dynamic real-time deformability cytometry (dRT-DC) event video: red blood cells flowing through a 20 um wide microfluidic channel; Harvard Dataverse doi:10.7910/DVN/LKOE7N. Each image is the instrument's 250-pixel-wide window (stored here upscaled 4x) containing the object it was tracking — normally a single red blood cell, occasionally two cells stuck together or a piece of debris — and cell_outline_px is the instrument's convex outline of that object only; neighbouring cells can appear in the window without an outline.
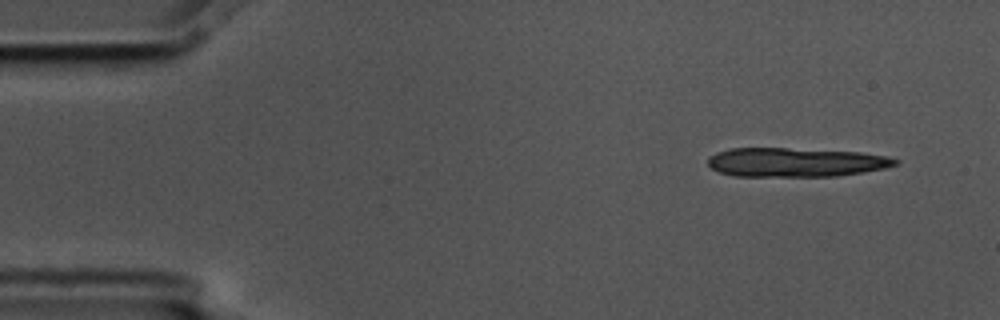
{"species": "common noctule bat (a hibernating species)", "species_latin": "Nyctalus noctula", "temperature_condition": "cold", "stored_images_in_passage": 4, "camera_frame_rate_fps": 3000, "um_per_image_px": 0.085, "animal": {"sex": "male", "body_mass_g": 17.5, "forearm_length_mm": 52.3}, "frame": {"image": 1, "passage_image": 1, "time_ms": 0.0, "image_size_px": [1000, 320], "cell_outline_px": [[900, 160], [896, 164], [884, 168], [836, 176], [736, 176], [720, 172], [712, 168], [708, 164], [708, 156], [716, 152], [728, 148], [788, 148], [860, 152], [888, 156]], "centroid_in_image_um": [67.6, 13.78], "position_along_channel_um": 17.4, "area_um2": 31.67}}